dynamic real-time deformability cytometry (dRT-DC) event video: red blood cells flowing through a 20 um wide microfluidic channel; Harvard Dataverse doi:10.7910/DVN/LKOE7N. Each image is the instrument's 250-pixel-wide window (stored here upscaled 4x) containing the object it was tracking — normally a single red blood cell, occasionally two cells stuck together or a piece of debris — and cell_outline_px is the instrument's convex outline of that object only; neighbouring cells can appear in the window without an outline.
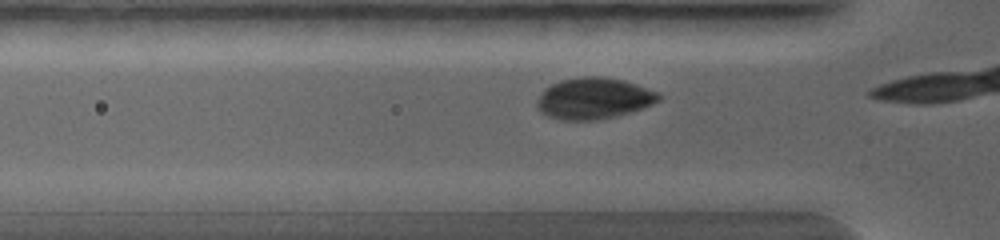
{"species": "common noctule bat (a hibernating species)", "species_latin": "Nyctalus noctula", "temperature_condition": "warm", "stored_images_in_passage": 3, "camera_frame_rate_fps": 5000, "um_per_image_px": 0.085, "animal": {"sex": "female", "body_mass_g": 19.0, "forearm_length_mm": 56.7}, "frame": {"image": 1, "passage_image": 2, "time_ms": 0.2, "image_size_px": [1000, 240], "cell_outline_px": [[660, 100], [644, 108], [616, 116], [596, 120], [560, 120], [548, 116], [540, 112], [536, 108], [536, 100], [544, 88], [560, 80], [584, 76], [600, 76], [620, 80], [636, 84], [660, 92]], "centroid_in_image_um": [50.45, 8.37], "position_along_channel_um": 75.4, "area_um2": 29.48}}